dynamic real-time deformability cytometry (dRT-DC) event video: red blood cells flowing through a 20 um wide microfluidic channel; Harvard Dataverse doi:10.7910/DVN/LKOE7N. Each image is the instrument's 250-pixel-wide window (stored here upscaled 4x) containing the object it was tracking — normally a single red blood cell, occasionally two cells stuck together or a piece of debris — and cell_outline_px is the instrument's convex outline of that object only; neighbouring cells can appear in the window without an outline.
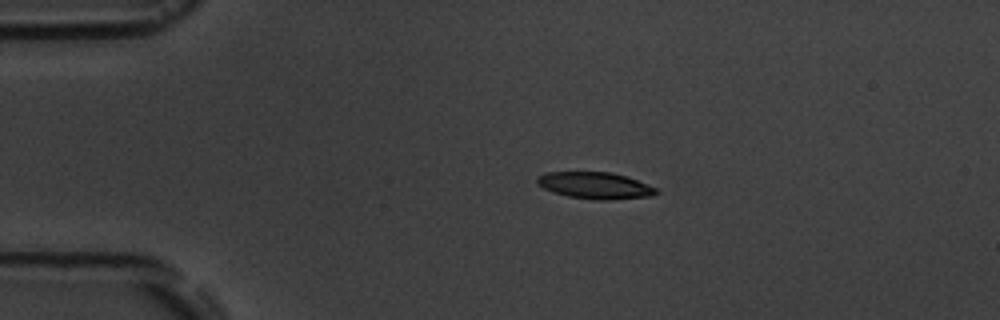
{"species": "common noctule bat (a hibernating species)", "species_latin": "Nyctalus noctula", "temperature_condition": "room temperature", "stored_images_in_passage": 8, "camera_frame_rate_fps": 3000, "um_per_image_px": 0.085, "animal": {"sex": "male", "body_mass_g": 19.5, "forearm_length_mm": 54.6}, "frame": {"image": 1, "passage_image": 1, "time_ms": 0.0, "image_size_px": [1000, 320], "cell_outline_px": [[660, 192], [652, 196], [612, 200], [596, 200], [568, 196], [552, 192], [536, 184], [536, 176], [544, 172], [612, 172], [628, 176], [656, 188]], "centroid_in_image_um": [50.57, 15.76], "position_along_channel_um": 34.4, "area_um2": 18.79}}
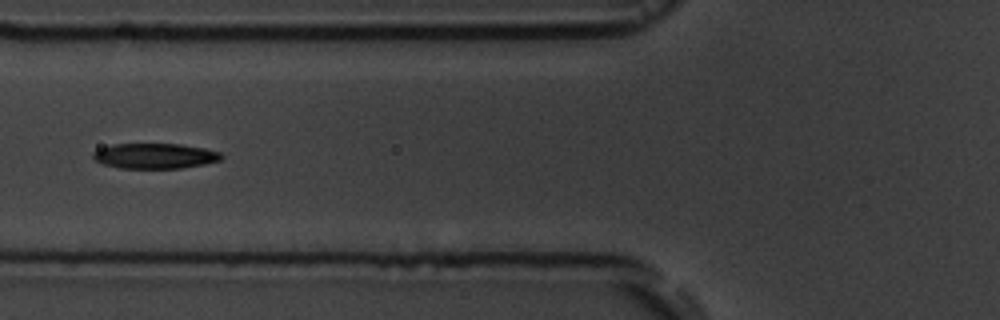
{"frame": {"image": 2, "passage_image": 4, "time_ms": 3.333, "image_size_px": [1000, 320], "cell_outline_px": [[224, 156], [220, 160], [204, 164], [180, 168], [120, 168], [104, 164], [92, 160], [92, 152], [100, 148], [112, 144], [180, 144], [204, 148], [220, 152]], "centroid_in_image_um": [13.14, 13.25], "position_along_channel_um": 112.7, "area_um2": 18.96}}
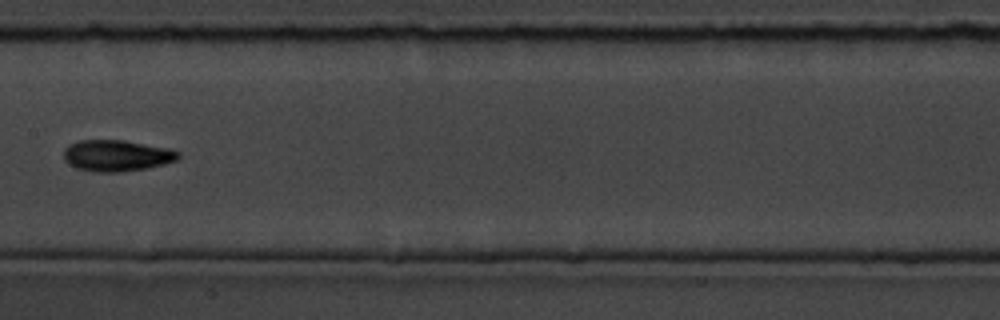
{"frame": {"image": 3, "passage_image": 6, "time_ms": 5.667, "image_size_px": [1000, 320], "cell_outline_px": [[180, 156], [176, 160], [164, 164], [148, 168], [120, 172], [96, 172], [76, 168], [68, 164], [64, 160], [64, 148], [68, 144], [80, 140], [124, 140], [168, 148], [180, 152]], "centroid_in_image_um": [9.9, 13.23], "position_along_channel_um": 197.5, "area_um2": 21.04}}